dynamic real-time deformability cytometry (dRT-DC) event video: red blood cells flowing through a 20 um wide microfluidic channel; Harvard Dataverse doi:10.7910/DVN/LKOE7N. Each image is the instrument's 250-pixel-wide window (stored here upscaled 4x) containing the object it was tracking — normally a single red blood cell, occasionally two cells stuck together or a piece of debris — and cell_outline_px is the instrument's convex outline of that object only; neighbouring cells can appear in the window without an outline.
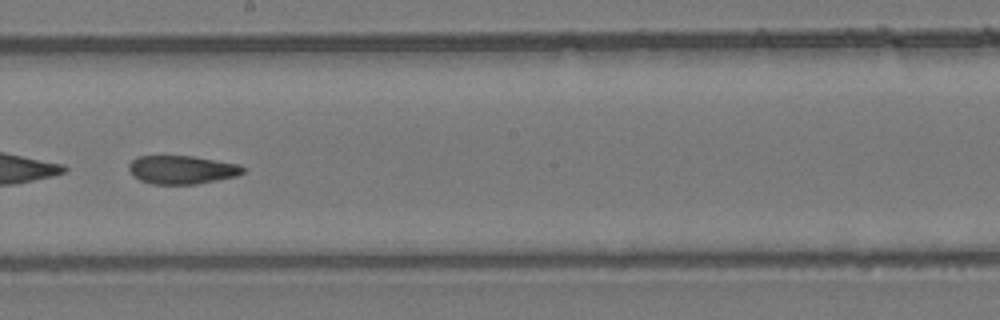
{"species": "common noctule bat (a hibernating species)", "species_latin": "Nyctalus noctula", "temperature_condition": "room temperature", "stored_images_in_passage": 55, "camera_frame_rate_fps": 3000, "um_per_image_px": 0.085, "animal": {"sex": "female", "body_mass_g": 24.6, "forearm_length_mm": 56.2}, "frame": {"image": 1, "passage_image": 32, "time_ms": 10.333, "image_size_px": [1000, 320], "cell_outline_px": [[244, 172], [236, 176], [196, 184], [152, 184], [140, 180], [132, 176], [128, 168], [128, 164], [136, 156], [192, 156], [240, 164], [244, 168]], "centroid_in_image_um": [15.43, 14.42], "position_along_channel_um": 232.8, "area_um2": 18.96}, "authors_computed_cell_mechanics": {"area_um2": 21.964, "velocity_mm_per_s": 3.761, "shape_relaxation_time_tau1_ms": null, "shape_relaxation_time_tau2_ms": 1.4183, "deformation_change_tau1": null, "deformation_change_tau2": 0.0738}}